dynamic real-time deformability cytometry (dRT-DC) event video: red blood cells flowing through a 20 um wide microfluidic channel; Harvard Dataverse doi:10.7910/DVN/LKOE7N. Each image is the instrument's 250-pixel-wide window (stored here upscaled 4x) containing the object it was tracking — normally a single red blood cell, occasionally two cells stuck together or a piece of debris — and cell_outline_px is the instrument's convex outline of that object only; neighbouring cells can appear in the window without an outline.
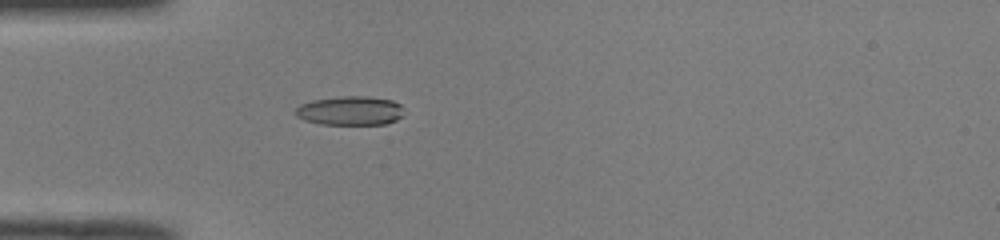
{"species": "common noctule bat (a hibernating species)", "species_latin": "Nyctalus noctula", "temperature_condition": "room temperature", "stored_images_in_passage": 36, "camera_frame_rate_fps": 3000, "um_per_image_px": 0.085, "animal": {"sex": "male", "body_mass_g": 19.0, "forearm_length_mm": 50.8}, "frame": {"image": 1, "passage_image": 1, "time_ms": 0.0, "image_size_px": [1000, 240], "cell_outline_px": [[404, 116], [396, 120], [384, 124], [320, 124], [304, 120], [296, 116], [296, 108], [300, 104], [312, 100], [344, 96], [368, 96], [392, 100], [400, 104], [404, 108]], "centroid_in_image_um": [29.8, 9.41], "position_along_channel_um": 55.2, "area_um2": 18.5}}
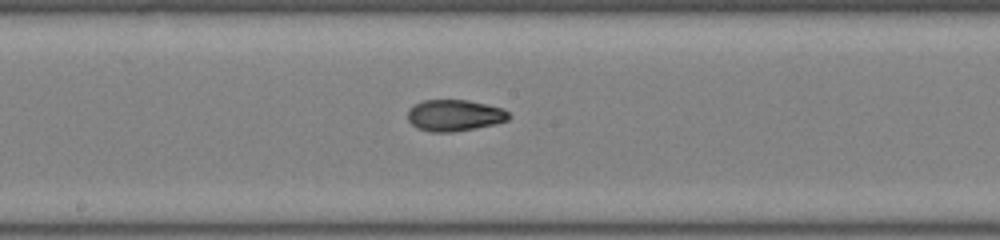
{"frame": {"image": 2, "passage_image": 13, "time_ms": 4.0, "image_size_px": [1000, 240], "cell_outline_px": [[512, 116], [508, 120], [476, 128], [452, 132], [432, 132], [416, 128], [408, 120], [408, 108], [424, 100], [468, 100], [504, 108]], "centroid_in_image_um": [38.64, 9.8], "position_along_channel_um": 209.6, "area_um2": 18.55}}
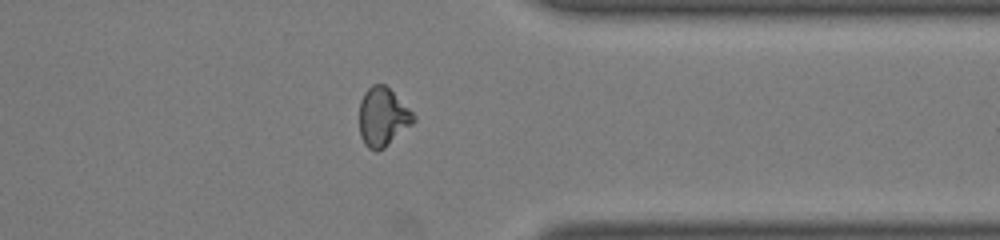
{"frame": {"image": 3, "passage_image": 26, "time_ms": 8.333, "image_size_px": [1000, 240], "cell_outline_px": [[416, 120], [412, 124], [384, 148], [376, 152], [368, 148], [364, 144], [360, 136], [360, 100], [364, 92], [372, 84], [384, 84], [416, 116]], "centroid_in_image_um": [32.51, 9.96], "position_along_channel_um": 378.9, "area_um2": 18.38}, "authors_computed_cell_mechanics": {"area_um2": 18.496, "velocity_mm_per_s": 4.0331, "shape_relaxation_time_tau1_ms": null, "shape_relaxation_time_tau2_ms": 1.8937, "deformation_change_tau1": null, "deformation_change_tau2": 0.0687}}